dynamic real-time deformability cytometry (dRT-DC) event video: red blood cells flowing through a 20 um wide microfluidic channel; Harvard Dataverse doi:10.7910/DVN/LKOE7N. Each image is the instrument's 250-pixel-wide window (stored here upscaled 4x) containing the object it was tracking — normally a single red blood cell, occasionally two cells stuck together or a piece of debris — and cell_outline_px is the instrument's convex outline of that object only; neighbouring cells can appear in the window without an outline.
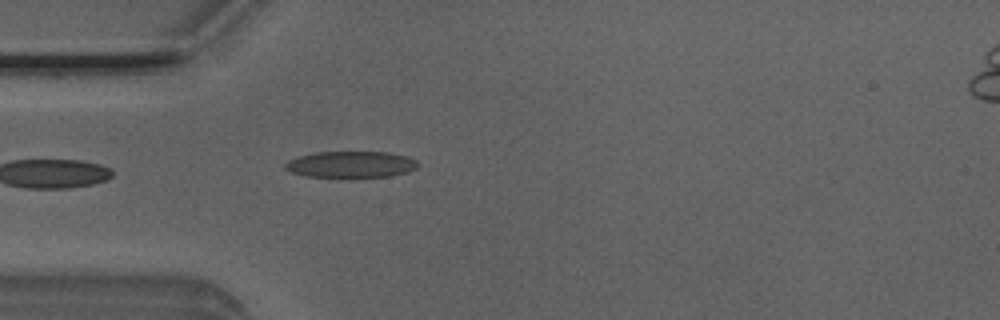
{"species": "Egyptian fruit bat (a non-hibernating species)", "species_latin": "Rousettus aegyptiacus", "temperature_condition": "room temperature", "stored_images_in_passage": 23, "camera_frame_rate_fps": 3000, "um_per_image_px": 0.085, "animal": {"sex": "male"}, "frame": {"image": 1, "passage_image": 1, "time_ms": 0.0, "image_size_px": [1000, 320], "cell_outline_px": [[420, 164], [416, 168], [408, 172], [388, 176], [308, 176], [292, 172], [284, 168], [284, 164], [288, 160], [300, 156], [316, 152], [388, 152], [408, 156], [416, 160]], "centroid_in_image_um": [29.86, 13.95], "position_along_channel_um": 55.1, "area_um2": 20.11}}
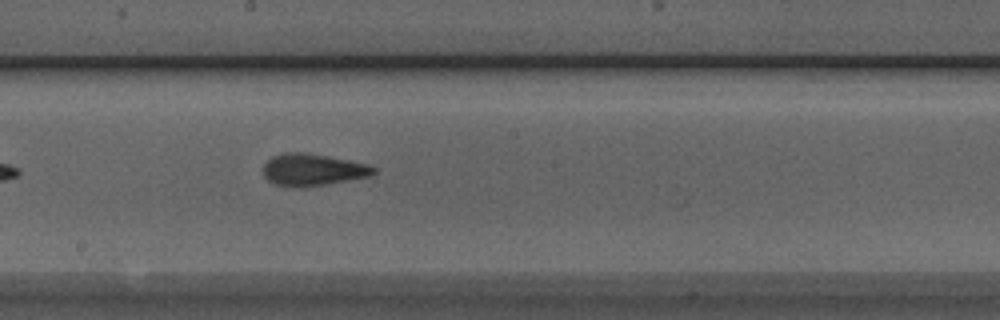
{"frame": {"image": 2, "passage_image": 14, "time_ms": 4.333, "image_size_px": [1000, 320], "cell_outline_px": [[376, 172], [368, 176], [324, 184], [276, 184], [268, 180], [264, 176], [264, 164], [272, 156], [284, 152], [304, 152], [348, 160], [368, 164], [376, 168]], "centroid_in_image_um": [26.59, 14.37], "position_along_channel_um": 221.6, "area_um2": 19.59}}
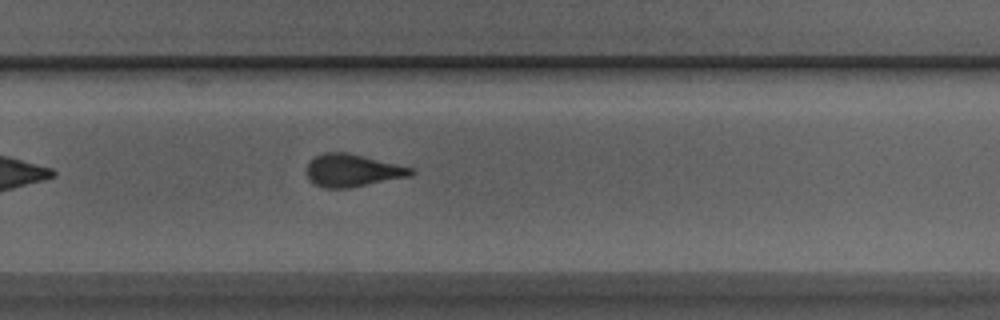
{"frame": {"image": 3, "passage_image": 20, "time_ms": 6.333, "image_size_px": [1000, 320], "cell_outline_px": [[416, 172], [412, 176], [348, 188], [324, 188], [316, 184], [308, 176], [308, 164], [316, 156], [324, 152], [348, 152], [400, 164], [416, 168]], "centroid_in_image_um": [30.06, 14.48], "position_along_channel_um": 299.7, "area_um2": 19.88}}